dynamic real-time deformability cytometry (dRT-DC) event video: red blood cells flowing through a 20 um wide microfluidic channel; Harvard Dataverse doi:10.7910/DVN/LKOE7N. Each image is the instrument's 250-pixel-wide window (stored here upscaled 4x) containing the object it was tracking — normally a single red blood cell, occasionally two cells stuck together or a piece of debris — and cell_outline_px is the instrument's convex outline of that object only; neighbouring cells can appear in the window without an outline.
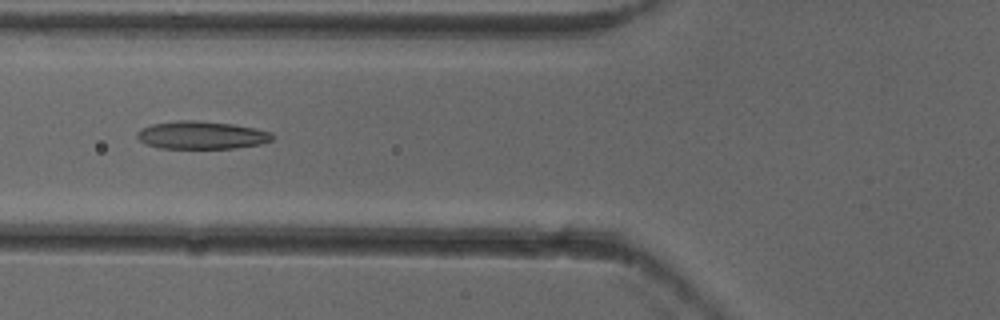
{"species": "common noctule bat (a hibernating species)", "species_latin": "Nyctalus noctula", "temperature_condition": "cold", "stored_images_in_passage": 8, "camera_frame_rate_fps": 3000, "um_per_image_px": 0.085, "animal": {"sex": "female"}, "frame": {"image": 1, "passage_image": 5, "time_ms": 1.333, "image_size_px": [1000, 320], "cell_outline_px": [[272, 140], [260, 144], [236, 148], [160, 148], [144, 144], [136, 136], [136, 132], [140, 128], [152, 124], [176, 120], [196, 120], [232, 124], [256, 128], [272, 132]], "centroid_in_image_um": [17.1, 11.48], "position_along_channel_um": 108.7, "area_um2": 22.08}}
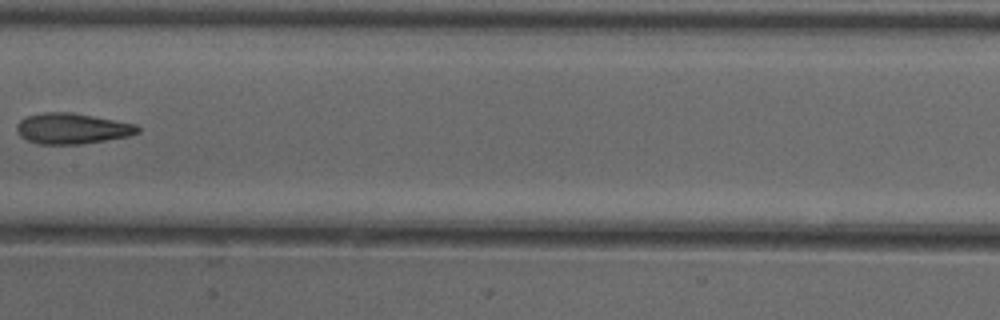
{"frame": {"image": 2, "passage_image": 7, "time_ms": 2.0, "image_size_px": [1000, 320], "cell_outline_px": [[140, 132], [128, 136], [80, 144], [40, 144], [28, 140], [20, 136], [16, 128], [16, 124], [20, 120], [28, 116], [44, 112], [72, 112], [136, 124], [140, 128]], "centroid_in_image_um": [6.12, 10.92], "position_along_channel_um": 201.3, "area_um2": 21.5}}
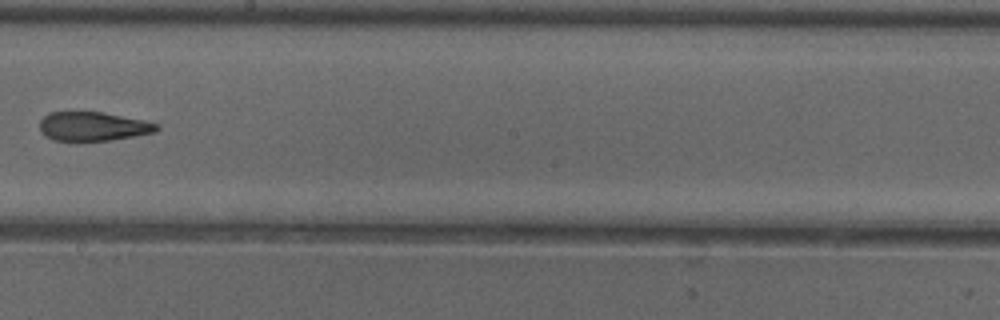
{"frame": {"image": 3, "passage_image": 8, "time_ms": 2.333, "image_size_px": [1000, 320], "cell_outline_px": [[160, 128], [156, 132], [136, 136], [112, 140], [76, 144], [52, 140], [44, 136], [40, 132], [40, 120], [48, 112], [104, 112], [144, 120], [160, 124]], "centroid_in_image_um": [7.88, 10.79], "position_along_channel_um": 240.3, "area_um2": 20.81}}